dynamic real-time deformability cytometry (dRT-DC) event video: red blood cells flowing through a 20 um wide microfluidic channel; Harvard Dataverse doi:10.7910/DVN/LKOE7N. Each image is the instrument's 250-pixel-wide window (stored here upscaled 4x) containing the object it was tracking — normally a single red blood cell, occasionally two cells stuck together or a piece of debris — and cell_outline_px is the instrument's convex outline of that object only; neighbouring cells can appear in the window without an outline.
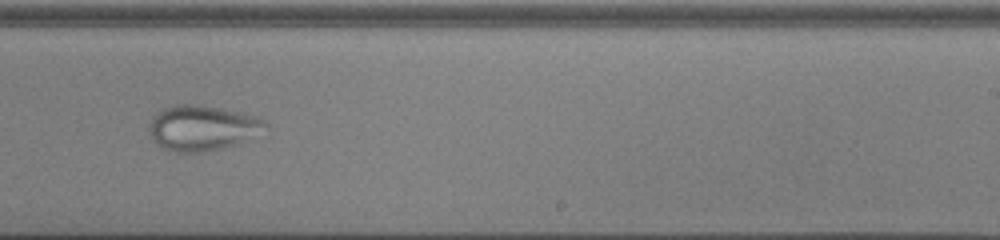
{"species": "common noctule bat (a hibernating species)", "species_latin": "Nyctalus noctula", "temperature_condition": "cold", "stored_images_in_passage": 34, "camera_frame_rate_fps": 3000, "um_per_image_px": 0.085, "animal": {"sex": "male", "body_mass_g": 13.0, "forearm_length_mm": 53.1}, "frame": {"image": 1, "passage_image": 16, "time_ms": 5.0, "image_size_px": [1000, 240], "cell_outline_px": [[268, 124], [236, 144], [224, 148], [204, 152], [176, 152], [164, 148], [156, 144], [152, 140], [148, 132], [148, 124], [156, 112], [164, 108], [176, 104], [200, 104], [260, 116]], "centroid_in_image_um": [17.1, 10.86], "position_along_channel_um": 271.9, "area_um2": 30.52}}
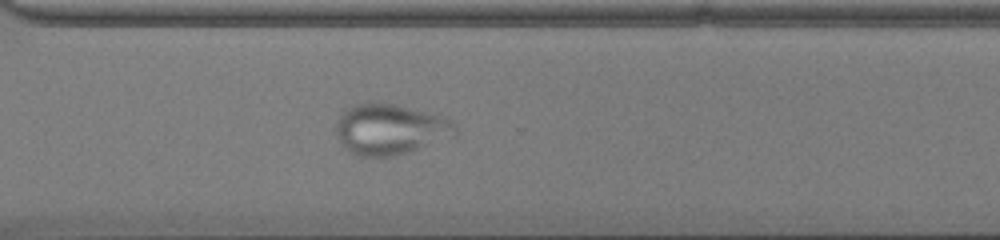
{"frame": {"image": 2, "passage_image": 21, "time_ms": 6.667, "image_size_px": [1000, 240], "cell_outline_px": [[456, 136], [392, 156], [360, 156], [344, 148], [340, 144], [336, 132], [336, 120], [348, 108], [356, 104], [392, 104], [444, 116], [456, 124]], "centroid_in_image_um": [33.16, 11.0], "position_along_channel_um": 337.4, "area_um2": 34.56}}